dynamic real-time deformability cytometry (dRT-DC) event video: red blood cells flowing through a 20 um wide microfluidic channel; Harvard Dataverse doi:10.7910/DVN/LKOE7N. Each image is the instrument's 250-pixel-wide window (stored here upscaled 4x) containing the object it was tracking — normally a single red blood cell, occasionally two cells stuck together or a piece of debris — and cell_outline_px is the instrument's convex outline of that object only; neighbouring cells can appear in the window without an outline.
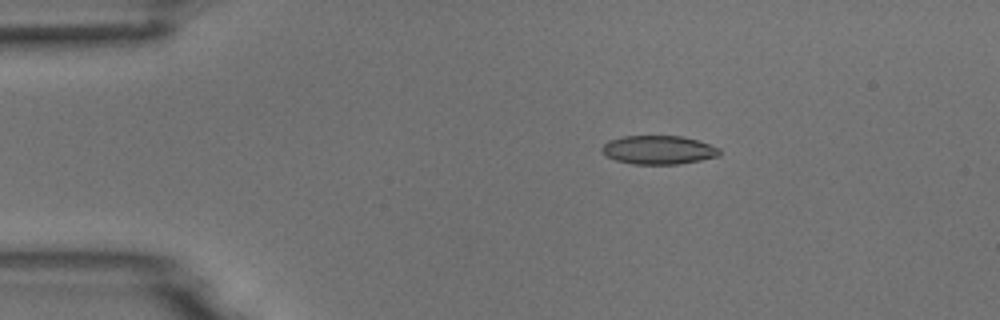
{"species": "common noctule bat (a hibernating species)", "species_latin": "Nyctalus noctula", "temperature_condition": "room temperature", "stored_images_in_passage": 4, "camera_frame_rate_fps": 3000, "um_per_image_px": 0.085, "animal": {"sex": "male", "body_mass_g": 18.8}, "frame": {"image": 1, "passage_image": 3, "time_ms": 2.333, "image_size_px": [1000, 320], "cell_outline_px": [[720, 156], [680, 164], [632, 164], [616, 160], [608, 156], [600, 148], [608, 140], [624, 136], [680, 136], [696, 140], [720, 148]], "centroid_in_image_um": [55.98, 12.74], "position_along_channel_um": 29.0, "area_um2": 19.54}}